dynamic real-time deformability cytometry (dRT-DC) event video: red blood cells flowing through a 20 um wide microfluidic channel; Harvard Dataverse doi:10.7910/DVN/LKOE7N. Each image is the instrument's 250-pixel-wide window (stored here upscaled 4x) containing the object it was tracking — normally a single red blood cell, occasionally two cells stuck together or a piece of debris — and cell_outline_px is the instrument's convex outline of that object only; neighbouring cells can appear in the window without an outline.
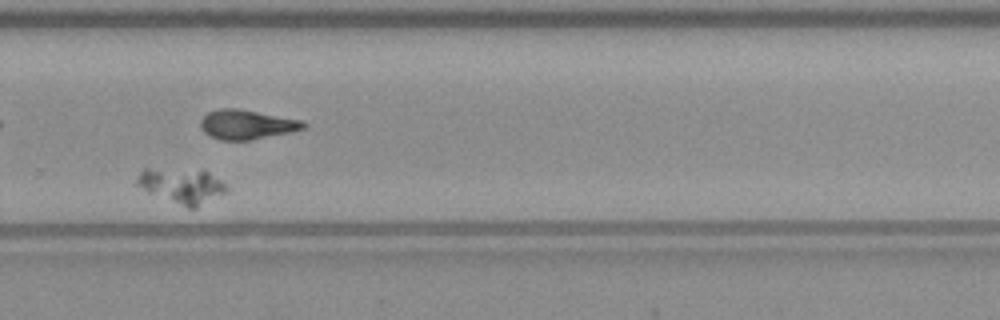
{"species": "common noctule bat (a hibernating species)", "species_latin": "Nyctalus noctula", "temperature_condition": "warm", "stored_images_in_passage": 39, "camera_frame_rate_fps": 3000, "um_per_image_px": 0.085, "animal": {"sex": "male", "body_mass_g": 23.1, "forearm_length_mm": 52.7}, "frame": {"image": 1, "passage_image": 34, "time_ms": 11.0, "image_size_px": [1000, 320], "cell_outline_px": [[228, 188], [224, 192], [196, 208], [188, 208], [148, 192], [136, 184], [136, 180], [140, 172], [144, 168], [148, 168], [208, 172], [228, 184]], "centroid_in_image_um": [15.44, 15.79], "position_along_channel_um": 314.4, "area_um2": 17.8}}